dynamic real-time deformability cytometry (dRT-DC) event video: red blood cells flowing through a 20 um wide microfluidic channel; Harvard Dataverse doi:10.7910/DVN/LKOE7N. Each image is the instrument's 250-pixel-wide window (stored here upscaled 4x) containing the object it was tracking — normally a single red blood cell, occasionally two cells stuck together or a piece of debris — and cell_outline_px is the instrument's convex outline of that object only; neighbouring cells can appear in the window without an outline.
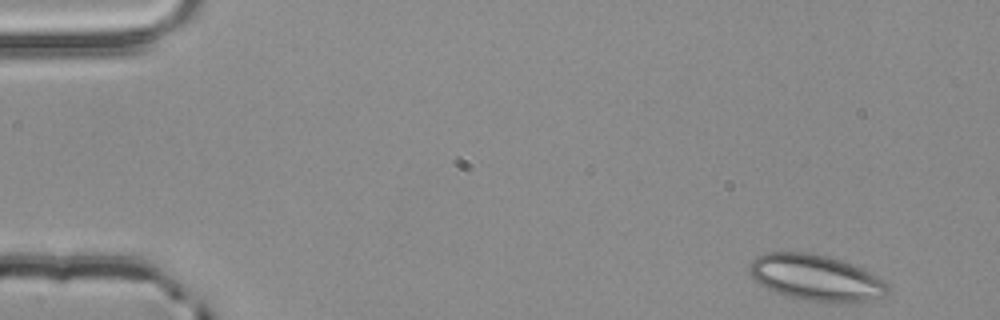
{"species": "common noctule bat (a hibernating species)", "species_latin": "Nyctalus noctula", "temperature_condition": "room temperature", "stored_images_in_passage": 51, "camera_frame_rate_fps": 3000, "um_per_image_px": 0.085, "animal": {"sex": "male", "body_mass_g": 20.4}, "frame": {"image": 1, "passage_image": 1, "time_ms": 0.0, "image_size_px": [1000, 320], "cell_outline_px": [[888, 292], [884, 296], [868, 300], [836, 304], [832, 304], [804, 300], [784, 296], [760, 284], [748, 272], [748, 268], [752, 260], [756, 256], [764, 252], [808, 252], [828, 256], [864, 268], [872, 272], [884, 280], [888, 284]], "centroid_in_image_um": [69.37, 23.61], "position_along_channel_um": 15.6, "area_um2": 37.69}}
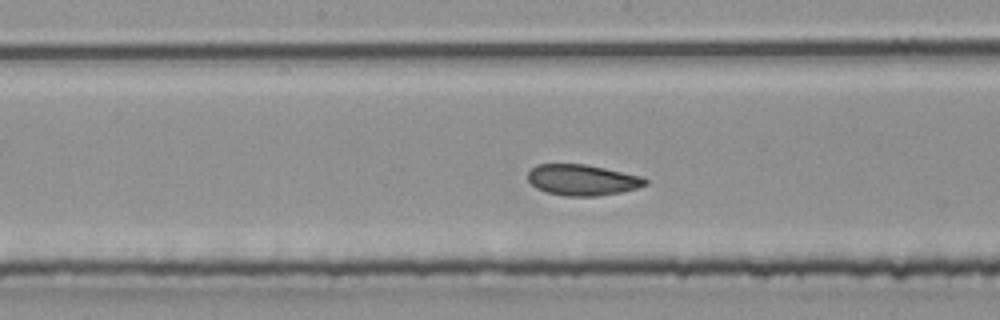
{"frame": {"image": 2, "passage_image": 25, "time_ms": 8.0, "image_size_px": [1000, 320], "cell_outline_px": [[648, 184], [636, 188], [620, 192], [596, 196], [564, 196], [548, 192], [536, 188], [528, 180], [528, 172], [536, 164], [584, 164], [644, 176], [648, 180]], "centroid_in_image_um": [49.51, 15.29], "position_along_channel_um": 198.7, "area_um2": 21.15}}
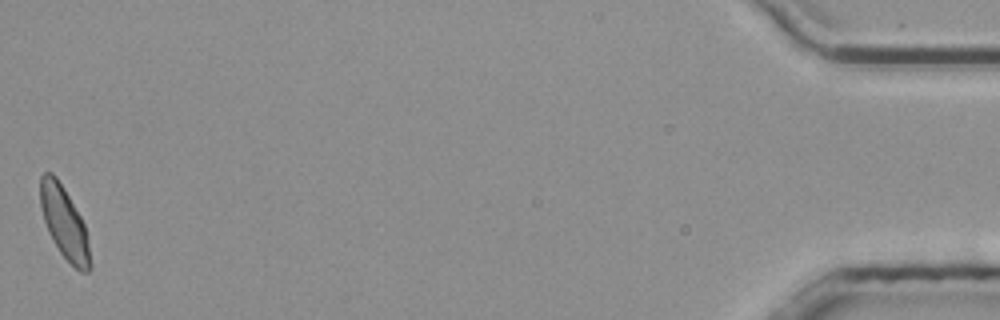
{"frame": {"image": 3, "passage_image": 51, "time_ms": 16.667, "image_size_px": [1000, 320], "cell_outline_px": [[92, 268], [88, 272], [80, 272], [60, 252], [52, 240], [48, 232], [44, 220], [40, 204], [40, 176], [44, 172], [52, 172], [56, 176], [80, 216], [84, 224], [88, 240], [92, 264]], "centroid_in_image_um": [5.47, 18.96], "position_along_channel_um": 429.7, "area_um2": 20.75}, "authors_computed_cell_mechanics": {"area_um2": 21.2126, "velocity_mm_per_s": 3.8444, "shape_relaxation_time_tau1_ms": null, "shape_relaxation_time_tau2_ms": 3.0138, "deformation_change_tau1": null, "deformation_change_tau2": 0.0772}}